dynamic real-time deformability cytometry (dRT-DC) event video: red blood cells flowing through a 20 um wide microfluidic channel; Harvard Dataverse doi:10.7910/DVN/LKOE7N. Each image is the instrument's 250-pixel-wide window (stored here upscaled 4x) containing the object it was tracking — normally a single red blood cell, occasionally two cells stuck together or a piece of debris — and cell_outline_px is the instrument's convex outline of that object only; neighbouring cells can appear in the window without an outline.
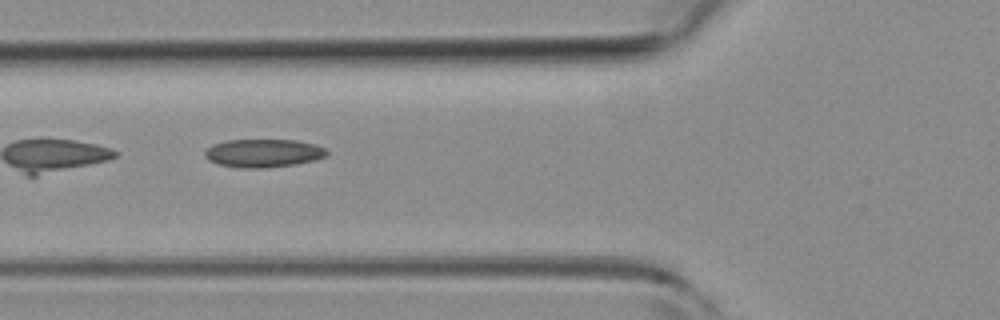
{"species": "common noctule bat (a hibernating species)", "species_latin": "Nyctalus noctula", "temperature_condition": "room temperature", "stored_images_in_passage": 40, "camera_frame_rate_fps": 3000, "um_per_image_px": 0.085, "animal": {"sex": "female", "body_mass_g": 19.3, "forearm_length_mm": 54.1}, "frame": {"image": 1, "passage_image": 14, "time_ms": 4.333, "image_size_px": [1000, 320], "cell_outline_px": [[328, 156], [316, 160], [296, 164], [264, 168], [240, 168], [216, 164], [208, 160], [204, 156], [204, 152], [208, 148], [216, 144], [228, 140], [296, 140], [316, 144], [324, 148], [328, 152]], "centroid_in_image_um": [22.41, 13.03], "position_along_channel_um": 103.4, "area_um2": 20.17}}
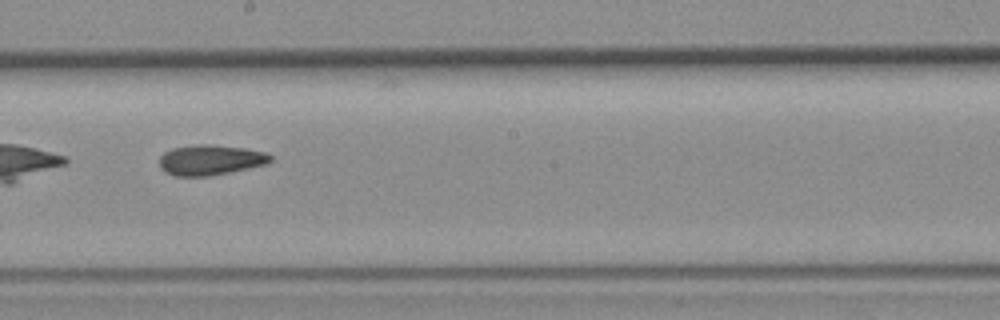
{"frame": {"image": 2, "passage_image": 23, "time_ms": 7.333, "image_size_px": [1000, 320], "cell_outline_px": [[272, 160], [268, 164], [208, 176], [172, 176], [164, 172], [160, 168], [160, 156], [164, 152], [172, 148], [200, 144], [212, 144], [244, 148], [264, 152], [272, 156]], "centroid_in_image_um": [17.86, 13.6], "position_along_channel_um": 230.3, "area_um2": 19.65}}
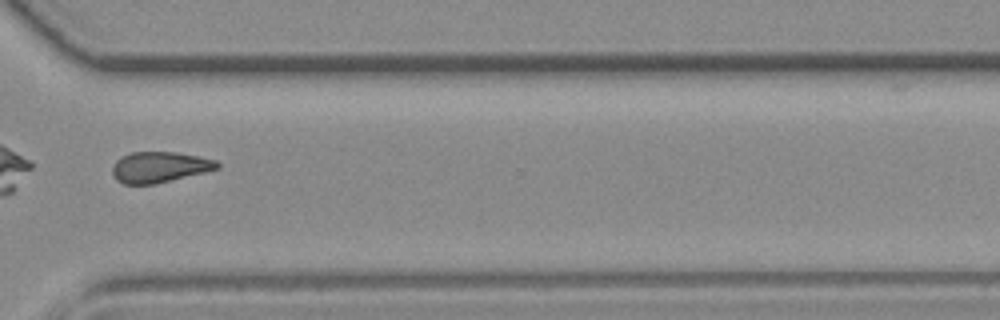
{"frame": {"image": 3, "passage_image": 32, "time_ms": 10.333, "image_size_px": [1000, 320], "cell_outline_px": [[220, 168], [156, 184], [124, 184], [116, 180], [112, 176], [112, 168], [116, 160], [132, 152], [176, 152], [216, 160], [220, 164]], "centroid_in_image_um": [13.54, 14.21], "position_along_channel_um": 357.1, "area_um2": 18.73}}